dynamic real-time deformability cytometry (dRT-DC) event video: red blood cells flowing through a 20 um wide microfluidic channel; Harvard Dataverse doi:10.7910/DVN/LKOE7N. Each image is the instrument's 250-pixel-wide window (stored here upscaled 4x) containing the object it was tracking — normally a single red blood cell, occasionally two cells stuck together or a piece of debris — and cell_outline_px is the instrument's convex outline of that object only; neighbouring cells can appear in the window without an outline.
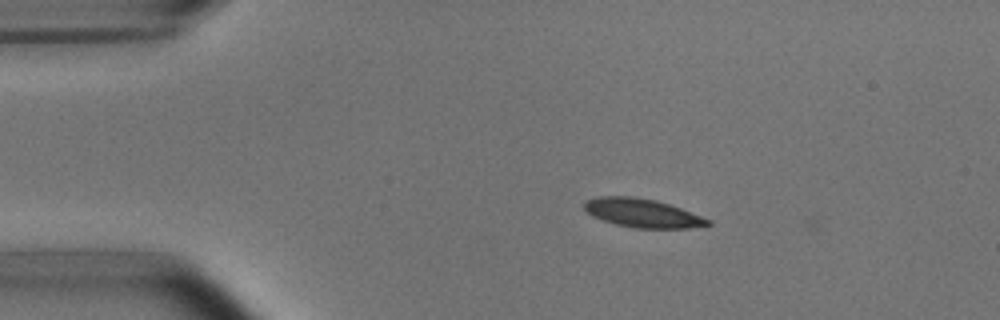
{"species": "common noctule bat (a hibernating species)", "species_latin": "Nyctalus noctula", "temperature_condition": "room temperature", "stored_images_in_passage": 44, "camera_frame_rate_fps": 3000, "um_per_image_px": 0.085, "animal": {"sex": "male", "body_mass_g": 15.6}, "frame": {"image": 1, "passage_image": 1, "time_ms": 0.0, "image_size_px": [1000, 320], "cell_outline_px": [[712, 224], [688, 228], [636, 228], [616, 224], [592, 216], [584, 208], [584, 200], [600, 196], [628, 196], [656, 200], [680, 208], [712, 220]], "centroid_in_image_um": [54.6, 18.11], "position_along_channel_um": 30.4, "area_um2": 20.46}}
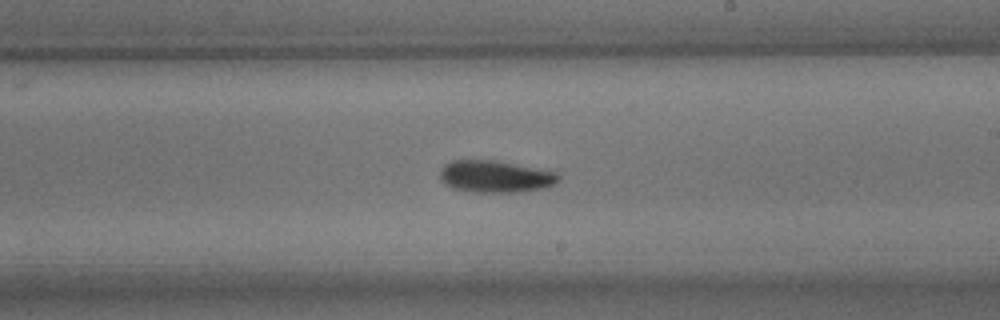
{"frame": {"image": 2, "passage_image": 22, "time_ms": 7.0, "image_size_px": [1000, 320], "cell_outline_px": [[560, 180], [556, 184], [544, 188], [516, 192], [476, 192], [452, 188], [444, 184], [440, 180], [440, 168], [444, 164], [452, 160], [500, 160], [560, 172]], "centroid_in_image_um": [42.14, 14.98], "position_along_channel_um": 246.9, "area_um2": 22.66}}
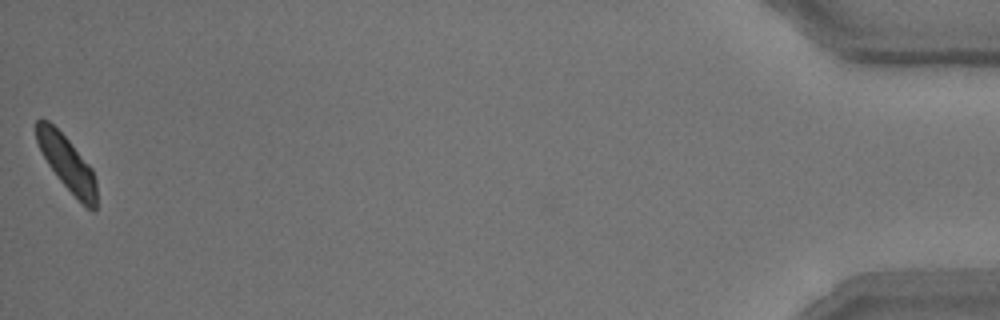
{"frame": {"image": 3, "passage_image": 44, "time_ms": 14.333, "image_size_px": [1000, 320], "cell_outline_px": [[96, 208], [92, 212], [60, 180], [48, 164], [36, 140], [36, 120], [48, 120], [68, 140], [92, 168], [96, 180]], "centroid_in_image_um": [5.71, 13.87], "position_along_channel_um": 429.5, "area_um2": 18.55}, "authors_computed_cell_mechanics": {"area_um2": 20.9814, "velocity_mm_per_s": 3.7838, "shape_relaxation_time_tau1_ms": 2.7791, "shape_relaxation_time_tau2_ms": null, "deformation_change_tau1": 0.1191, "deformation_change_tau2": null}}